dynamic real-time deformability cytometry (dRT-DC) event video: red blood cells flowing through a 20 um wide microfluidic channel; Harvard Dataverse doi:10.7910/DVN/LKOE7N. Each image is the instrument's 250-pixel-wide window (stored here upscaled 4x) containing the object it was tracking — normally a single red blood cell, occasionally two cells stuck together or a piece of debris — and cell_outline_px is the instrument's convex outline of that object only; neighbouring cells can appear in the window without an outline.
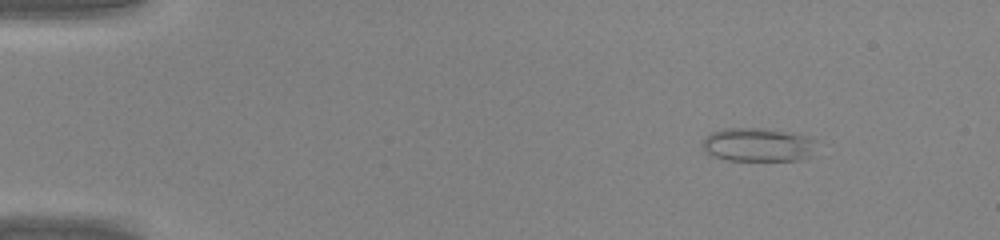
{"species": "common noctule bat (a hibernating species)", "species_latin": "Nyctalus noctula", "temperature_condition": "warm", "stored_images_in_passage": 41, "camera_frame_rate_fps": 3000, "um_per_image_px": 0.085, "animal": {"sex": "male", "body_mass_g": 20.0, "forearm_length_mm": 53.3}, "frame": {"image": 1, "passage_image": 1, "time_ms": 0.0, "image_size_px": [1000, 240], "cell_outline_px": [[816, 140], [808, 156], [800, 160], [724, 160], [712, 156], [704, 152], [704, 140], [712, 132], [724, 128], [760, 128], [792, 132]], "centroid_in_image_um": [64.38, 12.3], "position_along_channel_um": 20.6, "area_um2": 22.08}}
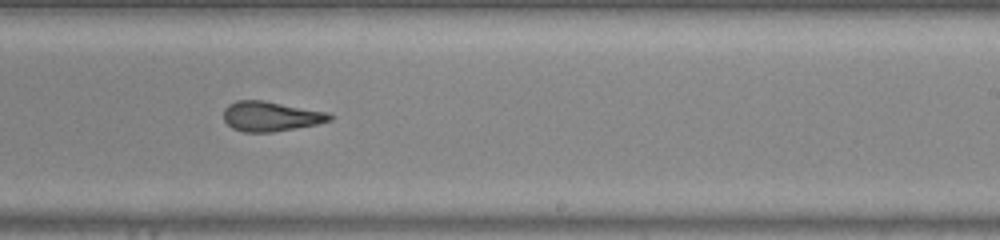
{"frame": {"image": 2, "passage_image": 24, "time_ms": 7.667, "image_size_px": [1000, 240], "cell_outline_px": [[332, 120], [316, 124], [272, 132], [244, 132], [232, 128], [224, 120], [224, 108], [228, 104], [236, 100], [264, 100], [328, 112], [332, 116]], "centroid_in_image_um": [22.99, 9.88], "position_along_channel_um": 266.0, "area_um2": 18.44}}
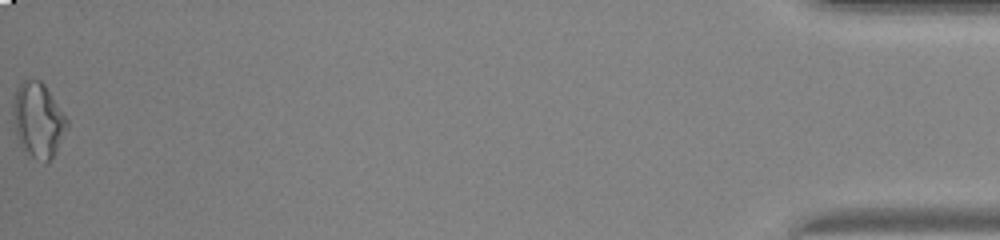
{"frame": {"image": 3, "passage_image": 41, "time_ms": 13.333, "image_size_px": [1000, 240], "cell_outline_px": [[68, 128], [52, 160], [44, 164], [24, 152], [16, 136], [12, 112], [12, 104], [16, 88], [20, 80], [40, 80], [44, 84], [68, 120]], "centroid_in_image_um": [3.23, 10.24], "position_along_channel_um": 432.0, "area_um2": 23.93}}